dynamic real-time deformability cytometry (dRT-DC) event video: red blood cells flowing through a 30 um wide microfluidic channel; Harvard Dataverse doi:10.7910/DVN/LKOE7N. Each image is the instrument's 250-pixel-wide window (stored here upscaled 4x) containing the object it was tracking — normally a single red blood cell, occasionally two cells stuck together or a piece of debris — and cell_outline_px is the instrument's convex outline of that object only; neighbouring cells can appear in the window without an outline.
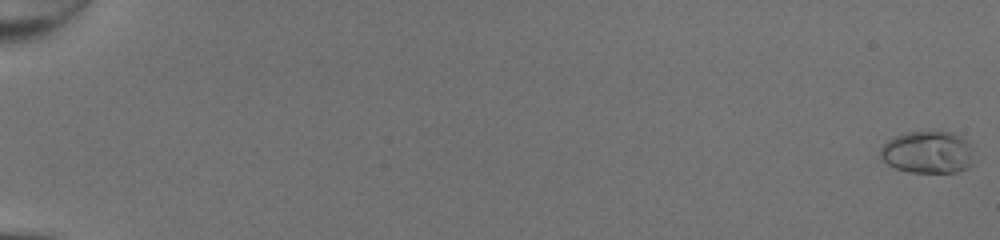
{"species": "common noctule bat (a hibernating species)", "species_latin": "Nyctalus noctula", "temperature_condition": "room temperature", "stored_images_in_passage": 51, "camera_frame_rate_fps": 3000, "um_per_image_px": 0.085, "animal": {"sex": "female", "body_mass_g": 20.0, "forearm_length_mm": 54.0}, "frame": {"image": 1, "passage_image": 1, "time_ms": 0.0, "image_size_px": [1000, 240], "cell_outline_px": [[972, 164], [968, 168], [956, 172], [908, 172], [896, 168], [888, 164], [880, 156], [880, 148], [888, 140], [896, 136], [908, 132], [952, 132], [960, 136], [972, 148]], "centroid_in_image_um": [78.85, 12.95], "position_along_channel_um": 6.1, "area_um2": 22.83}}
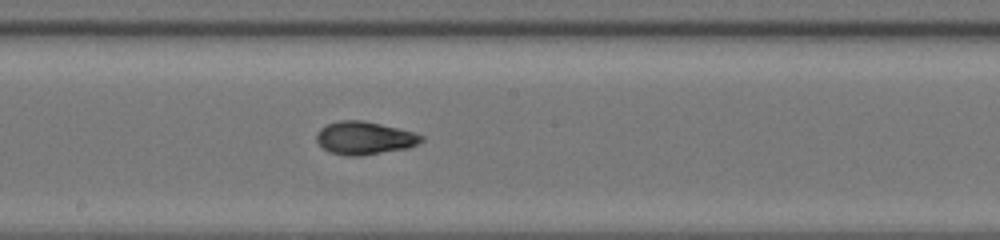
{"frame": {"image": 2, "passage_image": 31, "time_ms": 10.0, "image_size_px": [1000, 240], "cell_outline_px": [[424, 140], [408, 148], [360, 156], [348, 156], [328, 152], [316, 140], [316, 132], [320, 128], [328, 124], [340, 120], [364, 120], [412, 132], [424, 136]], "centroid_in_image_um": [30.95, 11.73], "position_along_channel_um": 217.2, "area_um2": 20.06}}
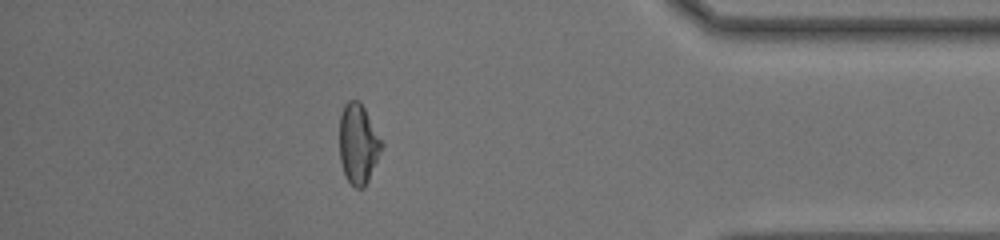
{"frame": {"image": 3, "passage_image": 46, "time_ms": 15.0, "image_size_px": [1000, 240], "cell_outline_px": [[384, 144], [368, 180], [364, 188], [356, 188], [348, 180], [344, 172], [340, 160], [340, 116], [344, 104], [348, 100], [360, 100]], "centroid_in_image_um": [30.45, 12.2], "position_along_channel_um": 404.8, "area_um2": 19.48}, "authors_computed_cell_mechanics": {"area_um2": 20.23, "velocity_mm_per_s": 4.3325, "shape_relaxation_time_tau1_ms": 4.8002, "shape_relaxation_time_tau2_ms": 0.6147, "deformation_change_tau1": 0.2133, "deformation_change_tau2": 0.0372}}